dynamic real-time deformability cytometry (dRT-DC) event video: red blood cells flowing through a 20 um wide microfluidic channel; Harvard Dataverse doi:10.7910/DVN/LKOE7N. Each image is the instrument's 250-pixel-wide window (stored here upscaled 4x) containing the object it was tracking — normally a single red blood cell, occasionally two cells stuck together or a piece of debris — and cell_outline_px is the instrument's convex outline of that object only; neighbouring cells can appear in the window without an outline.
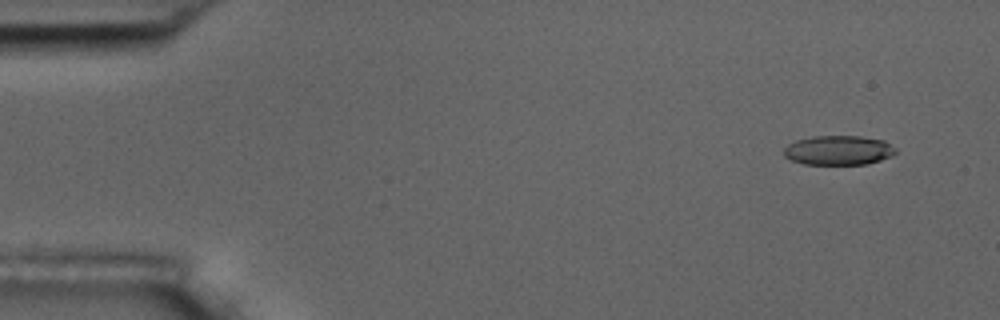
{"species": "common noctule bat (a hibernating species)", "species_latin": "Nyctalus noctula", "temperature_condition": "room temperature", "stored_images_in_passage": 5, "camera_frame_rate_fps": 3000, "um_per_image_px": 0.085, "animal": {"sex": "male", "body_mass_g": 17.5, "forearm_length_mm": 52.3}, "frame": {"image": 1, "passage_image": 1, "time_ms": 0.0, "image_size_px": [1000, 320], "cell_outline_px": [[896, 152], [892, 156], [880, 160], [864, 164], [804, 164], [792, 160], [784, 156], [784, 148], [788, 144], [796, 140], [812, 136], [860, 136], [884, 140], [896, 148]], "centroid_in_image_um": [71.27, 12.76], "position_along_channel_um": 13.7, "area_um2": 19.19}}
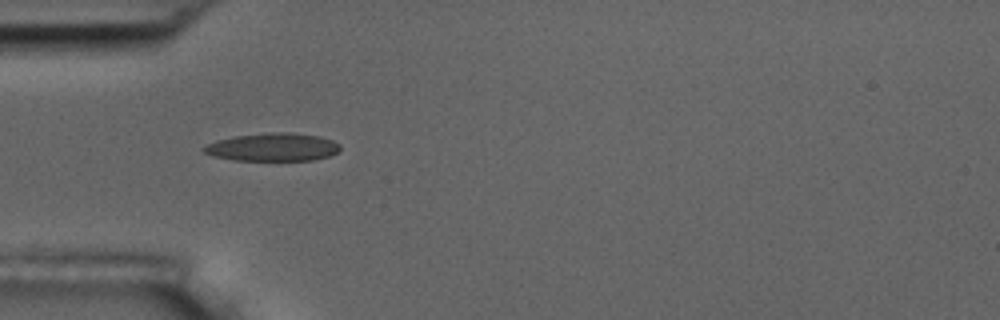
{"frame": {"image": 2, "passage_image": 4, "time_ms": 4.333, "image_size_px": [1000, 320], "cell_outline_px": [[340, 148], [336, 152], [328, 156], [312, 160], [236, 160], [212, 156], [204, 152], [200, 148], [216, 140], [232, 136], [268, 132], [288, 132], [320, 136], [332, 140], [340, 144]], "centroid_in_image_um": [23.15, 12.49], "position_along_channel_um": 61.9, "area_um2": 22.31}}